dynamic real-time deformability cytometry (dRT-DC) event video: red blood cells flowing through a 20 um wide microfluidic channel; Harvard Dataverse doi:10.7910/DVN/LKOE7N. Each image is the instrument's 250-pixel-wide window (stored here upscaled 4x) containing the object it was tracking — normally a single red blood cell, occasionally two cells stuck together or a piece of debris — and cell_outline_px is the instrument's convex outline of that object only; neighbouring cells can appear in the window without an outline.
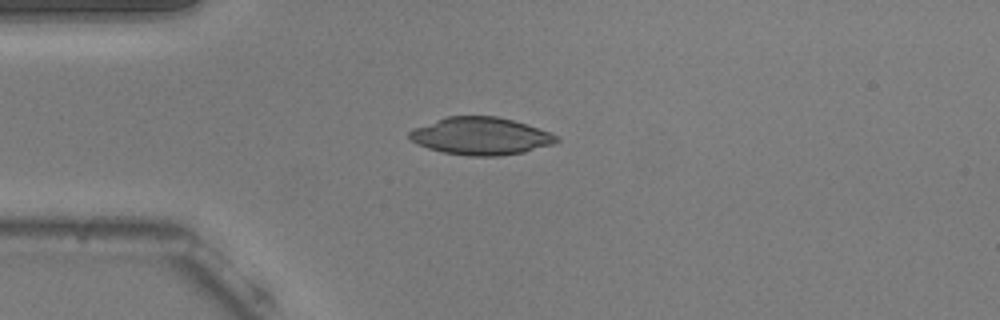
{"species": "common noctule bat (a hibernating species)", "species_latin": "Nyctalus noctula", "temperature_condition": "warm", "stored_images_in_passage": 38, "camera_frame_rate_fps": 3000, "um_per_image_px": 0.085, "animal": {"sex": "male", "body_mass_g": 20.5, "forearm_length_mm": 52.5}, "frame": {"image": 1, "passage_image": 1, "time_ms": 0.0, "image_size_px": [1000, 320], "cell_outline_px": [[560, 140], [552, 144], [524, 152], [500, 156], [468, 156], [444, 152], [428, 148], [412, 140], [408, 136], [408, 132], [412, 128], [448, 116], [496, 116], [512, 120], [548, 132], [556, 136]], "centroid_in_image_um": [40.83, 11.57], "position_along_channel_um": 44.2, "area_um2": 31.73}}
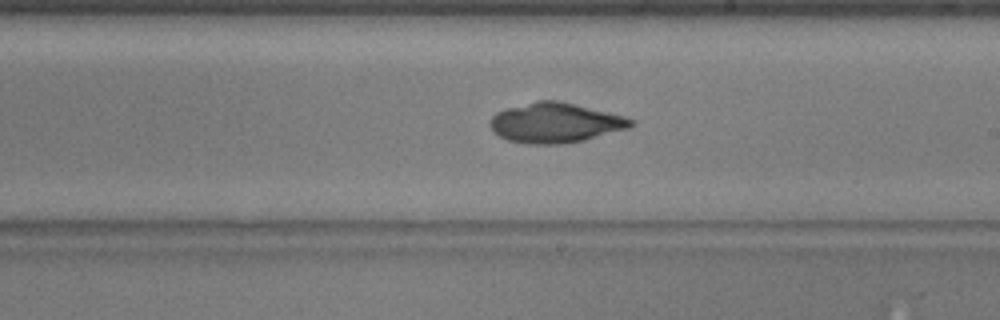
{"frame": {"image": 2, "passage_image": 18, "time_ms": 5.667, "image_size_px": [1000, 320], "cell_outline_px": [[636, 124], [632, 128], [584, 140], [564, 144], [528, 144], [508, 140], [500, 136], [492, 128], [492, 116], [496, 112], [504, 108], [536, 100], [556, 100], [576, 104], [624, 116], [636, 120]], "centroid_in_image_um": [47.26, 10.43], "position_along_channel_um": 241.7, "area_um2": 32.95}}
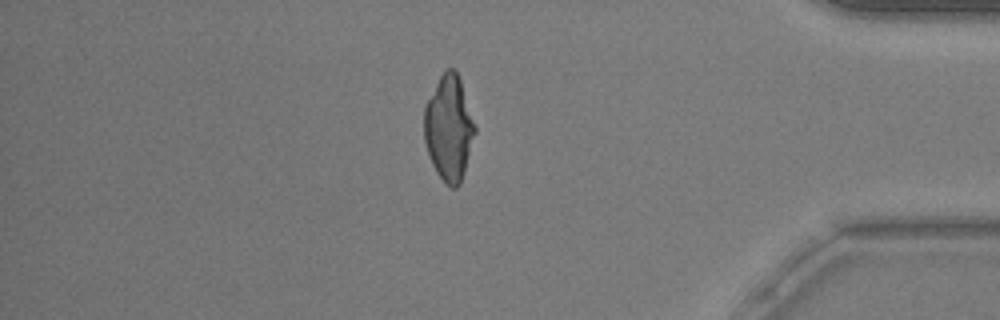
{"frame": {"image": 3, "passage_image": 33, "time_ms": 10.667, "image_size_px": [1000, 320], "cell_outline_px": [[476, 132], [464, 172], [460, 184], [456, 188], [452, 188], [444, 184], [436, 172], [428, 156], [424, 140], [424, 108], [444, 68], [452, 68], [456, 72], [460, 80], [476, 128]], "centroid_in_image_um": [38.14, 10.94], "position_along_channel_um": 397.1, "area_um2": 31.04}}